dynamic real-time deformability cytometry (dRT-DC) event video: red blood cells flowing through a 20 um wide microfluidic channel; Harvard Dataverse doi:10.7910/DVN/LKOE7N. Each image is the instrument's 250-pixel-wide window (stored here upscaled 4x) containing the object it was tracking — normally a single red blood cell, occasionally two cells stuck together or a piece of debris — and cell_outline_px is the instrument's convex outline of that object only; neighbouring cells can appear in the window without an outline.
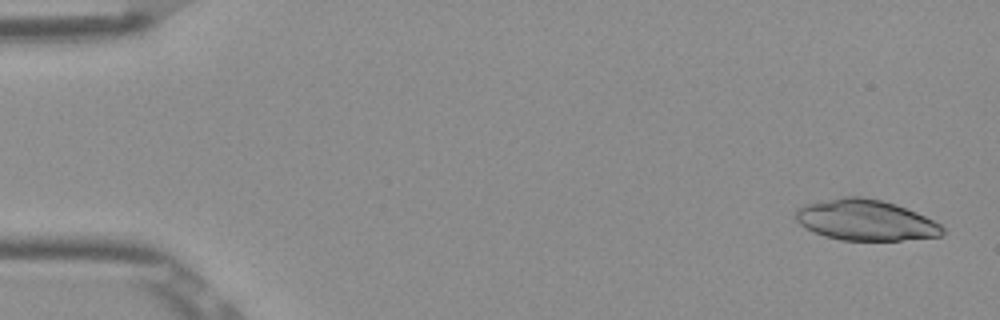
{"species": "Egyptian fruit bat (a non-hibernating species)", "species_latin": "Rousettus aegyptiacus", "temperature_condition": "room temperature", "stored_images_in_passage": 51, "camera_frame_rate_fps": 3000, "um_per_image_px": 0.085, "frame": {"image": 1, "passage_image": 2, "time_ms": 0.333, "image_size_px": [1000, 320], "cell_outline_px": [[944, 232], [940, 236], [900, 240], [840, 240], [824, 236], [800, 224], [796, 220], [796, 208], [804, 204], [840, 196], [860, 196], [880, 200], [896, 204], [916, 212], [940, 224], [944, 228]], "centroid_in_image_um": [73.55, 18.7], "position_along_channel_um": 11.4, "area_um2": 34.8}}